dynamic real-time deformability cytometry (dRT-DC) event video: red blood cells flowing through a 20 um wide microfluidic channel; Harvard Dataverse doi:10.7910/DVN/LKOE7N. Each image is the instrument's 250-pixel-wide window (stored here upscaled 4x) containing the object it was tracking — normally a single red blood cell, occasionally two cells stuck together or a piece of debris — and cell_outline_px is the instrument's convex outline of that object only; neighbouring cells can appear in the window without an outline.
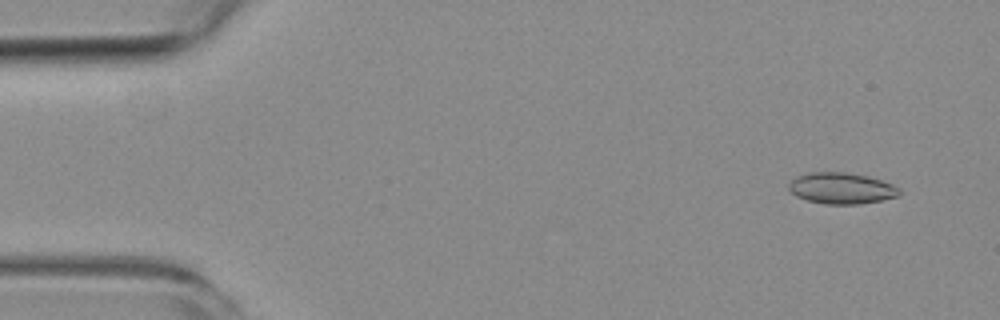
{"species": "common noctule bat (a hibernating species)", "species_latin": "Nyctalus noctula", "temperature_condition": "room temperature", "stored_images_in_passage": 4, "camera_frame_rate_fps": 3000, "um_per_image_px": 0.085, "animal": {"sex": "female", "body_mass_g": 19.3, "forearm_length_mm": 54.1}, "frame": {"image": 1, "passage_image": 1, "time_ms": 0.0, "image_size_px": [1000, 320], "cell_outline_px": [[900, 196], [860, 204], [824, 204], [808, 200], [796, 196], [788, 188], [788, 184], [796, 176], [812, 172], [844, 172], [868, 176], [892, 184], [900, 188]], "centroid_in_image_um": [71.53, 16.0], "position_along_channel_um": 13.5, "area_um2": 20.06}}
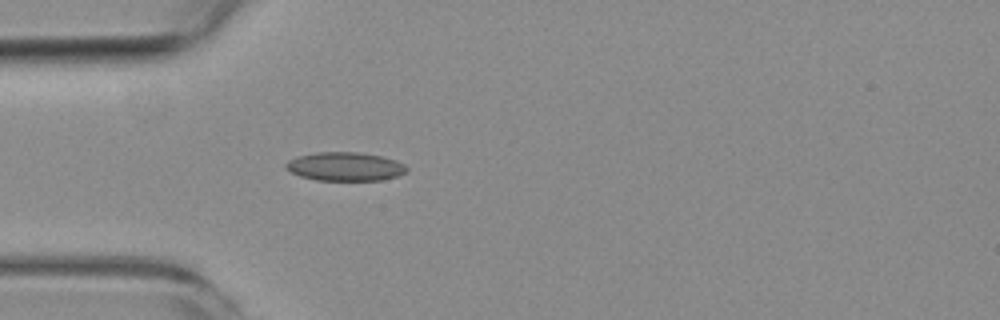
{"frame": {"image": 2, "passage_image": 4, "time_ms": 4.0, "image_size_px": [1000, 320], "cell_outline_px": [[408, 168], [404, 172], [396, 176], [380, 180], [316, 180], [300, 176], [284, 168], [284, 164], [288, 160], [296, 156], [316, 152], [360, 152], [384, 156], [396, 160], [404, 164]], "centroid_in_image_um": [29.3, 14.14], "position_along_channel_um": 55.7, "area_um2": 20.29}}